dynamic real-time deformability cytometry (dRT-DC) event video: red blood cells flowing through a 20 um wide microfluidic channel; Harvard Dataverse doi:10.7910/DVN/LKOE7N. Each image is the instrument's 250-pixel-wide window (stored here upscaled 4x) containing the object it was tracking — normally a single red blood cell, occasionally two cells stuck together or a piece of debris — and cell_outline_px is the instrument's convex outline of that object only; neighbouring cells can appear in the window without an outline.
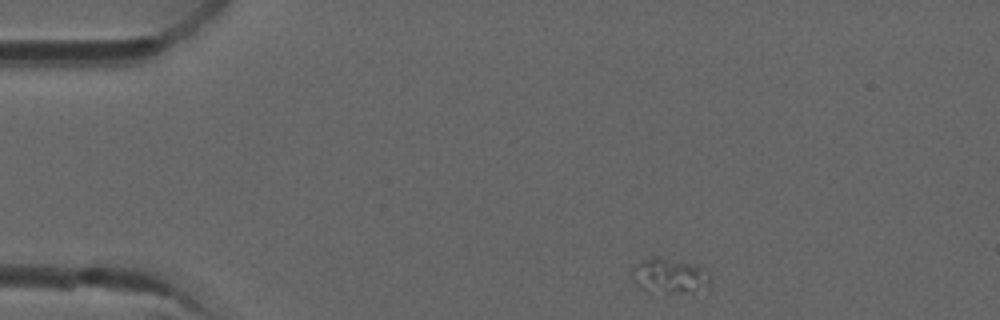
{"species": "common noctule bat (a hibernating species)", "species_latin": "Nyctalus noctula", "temperature_condition": "room temperature", "stored_images_in_passage": 45, "camera_frame_rate_fps": 3000, "um_per_image_px": 0.085, "animal": {"sex": "male", "forearm_length_mm": 52.5}, "frame": {"image": 1, "passage_image": 1, "time_ms": 0.0, "image_size_px": [1000, 320], "cell_outline_px": [[712, 284], [708, 288], [692, 296], [664, 292], [640, 288], [632, 280], [636, 264], [640, 260], [652, 256], [708, 268], [712, 280]], "centroid_in_image_um": [57.06, 23.51], "position_along_channel_um": 27.9, "area_um2": 16.47}}
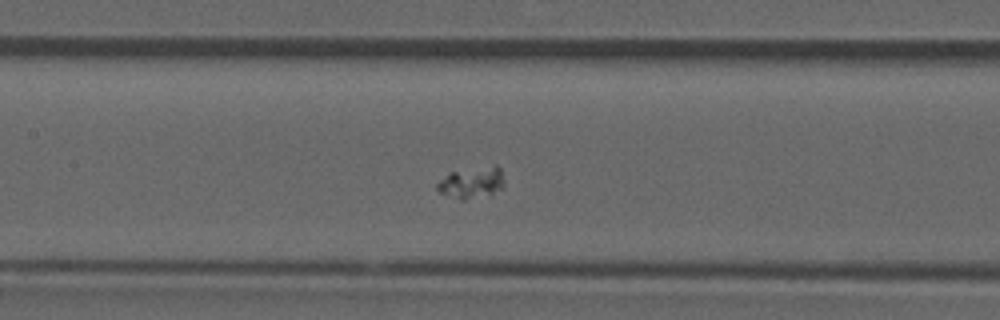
{"frame": {"image": 2, "passage_image": 17, "time_ms": 5.333, "image_size_px": [1000, 320], "cell_outline_px": [[504, 188], [492, 196], [464, 200], [460, 200], [440, 192], [436, 188], [436, 184], [448, 172], [496, 164], [500, 168], [504, 180]], "centroid_in_image_um": [40.15, 15.54], "position_along_channel_um": 167.3, "area_um2": 12.77}}
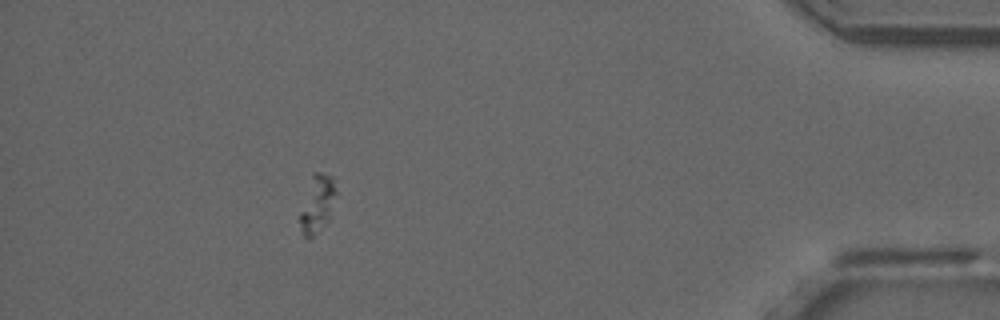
{"frame": {"image": 3, "passage_image": 40, "time_ms": 13.0, "image_size_px": [1000, 320], "cell_outline_px": [[336, 192], [328, 220], [312, 236], [304, 236], [300, 224], [300, 212], [312, 172], [320, 172], [332, 176]], "centroid_in_image_um": [26.96, 17.26], "position_along_channel_um": 408.2, "area_um2": 11.56}}